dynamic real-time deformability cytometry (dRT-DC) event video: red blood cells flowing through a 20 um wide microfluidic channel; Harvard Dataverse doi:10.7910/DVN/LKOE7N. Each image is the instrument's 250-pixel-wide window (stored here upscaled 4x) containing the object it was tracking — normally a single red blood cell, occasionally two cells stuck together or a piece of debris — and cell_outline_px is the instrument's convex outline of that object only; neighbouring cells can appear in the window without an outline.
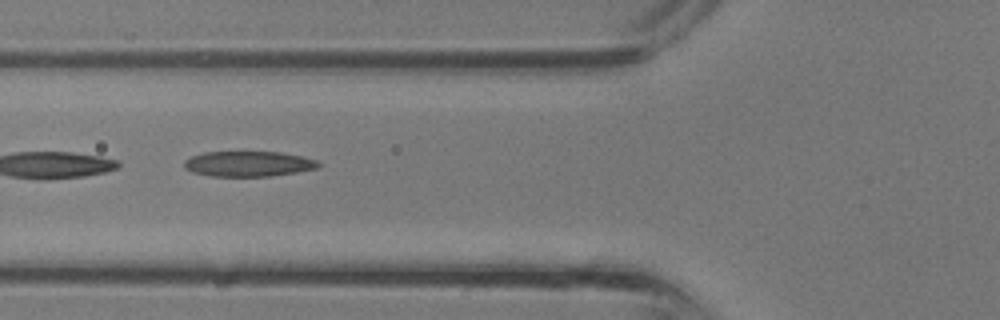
{"species": "common noctule bat (a hibernating species)", "species_latin": "Nyctalus noctula", "temperature_condition": "room temperature", "stored_images_in_passage": 20, "camera_frame_rate_fps": 3000, "um_per_image_px": 0.085, "animal": {"sex": "male", "body_mass_g": 13.3}, "frame": {"image": 1, "passage_image": 6, "time_ms": 1.667, "image_size_px": [1000, 320], "cell_outline_px": [[320, 168], [272, 176], [212, 176], [192, 172], [184, 168], [184, 160], [192, 156], [204, 152], [280, 152], [304, 156], [316, 160], [320, 164]], "centroid_in_image_um": [21.13, 13.92], "position_along_channel_um": 104.7, "area_um2": 19.88}}
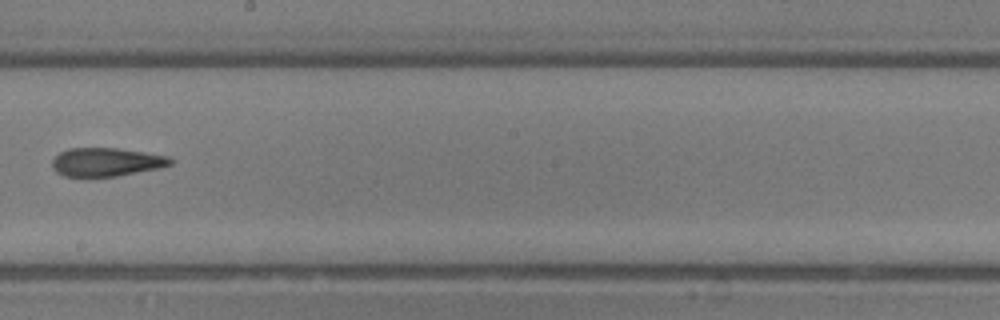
{"frame": {"image": 2, "passage_image": 13, "time_ms": 4.0, "image_size_px": [1000, 320], "cell_outline_px": [[172, 164], [160, 168], [116, 176], [64, 176], [56, 172], [52, 168], [52, 160], [60, 152], [68, 148], [116, 148], [144, 152], [168, 156], [172, 160]], "centroid_in_image_um": [9.02, 13.77], "position_along_channel_um": 239.2, "area_um2": 19.54}}